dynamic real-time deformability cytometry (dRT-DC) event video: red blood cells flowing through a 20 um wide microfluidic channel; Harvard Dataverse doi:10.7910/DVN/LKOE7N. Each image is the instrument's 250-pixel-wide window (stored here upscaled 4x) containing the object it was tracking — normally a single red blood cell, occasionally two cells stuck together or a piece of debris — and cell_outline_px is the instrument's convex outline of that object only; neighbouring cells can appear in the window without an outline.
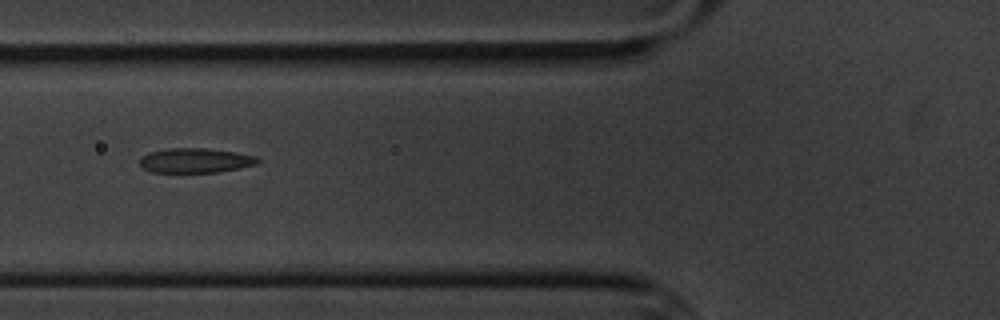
{"species": "common noctule bat (a hibernating species)", "species_latin": "Nyctalus noctula", "temperature_condition": "cold", "stored_images_in_passage": 11, "camera_frame_rate_fps": 3000, "um_per_image_px": 0.085, "animal": {"sex": "male", "body_mass_g": 20.1, "forearm_length_mm": 53.5}, "frame": {"image": 1, "passage_image": 4, "time_ms": 4.333, "image_size_px": [1000, 320], "cell_outline_px": [[260, 160], [256, 164], [240, 168], [220, 172], [152, 172], [144, 168], [140, 164], [140, 156], [152, 152], [168, 148], [204, 148], [236, 152], [256, 156]], "centroid_in_image_um": [16.62, 13.64], "position_along_channel_um": 109.2, "area_um2": 16.88}}
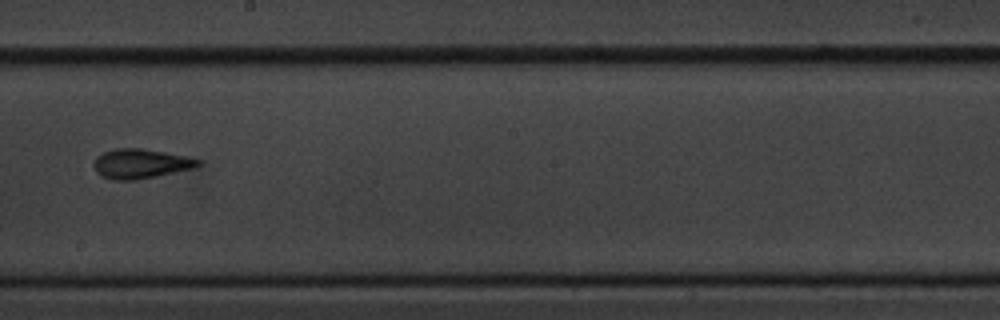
{"frame": {"image": 2, "passage_image": 7, "time_ms": 8.0, "image_size_px": [1000, 320], "cell_outline_px": [[200, 164], [192, 168], [156, 176], [136, 180], [112, 180], [100, 176], [96, 172], [92, 164], [96, 156], [104, 152], [116, 148], [140, 148], [188, 156], [200, 160]], "centroid_in_image_um": [11.89, 13.91], "position_along_channel_um": 236.3, "area_um2": 17.98}}
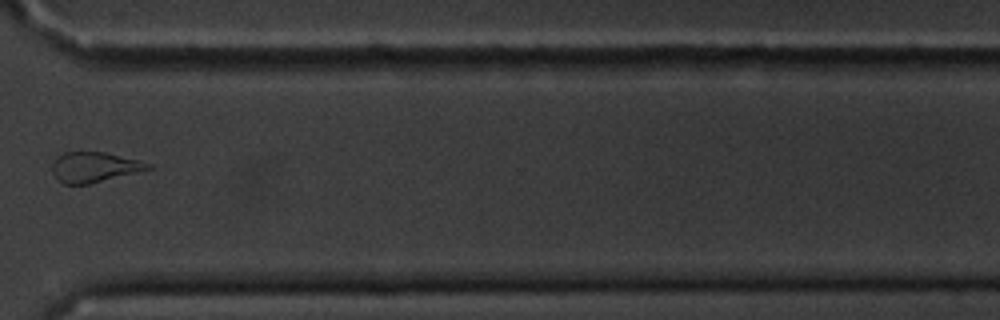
{"frame": {"image": 3, "passage_image": 10, "time_ms": 11.667, "image_size_px": [1000, 320], "cell_outline_px": [[152, 168], [88, 184], [64, 184], [52, 172], [52, 164], [64, 152], [104, 152], [152, 164]], "centroid_in_image_um": [8.0, 14.2], "position_along_channel_um": 362.6, "area_um2": 16.3}, "authors_computed_cell_mechanics": {"area_um2": 17.4556, "velocity_mm_per_s": 3.4486, "shape_relaxation_time_tau1_ms": 4.0034, "shape_relaxation_time_tau2_ms": 1.3525, "deformation_change_tau1": 0.1297, "deformation_change_tau2": 0.0829}}